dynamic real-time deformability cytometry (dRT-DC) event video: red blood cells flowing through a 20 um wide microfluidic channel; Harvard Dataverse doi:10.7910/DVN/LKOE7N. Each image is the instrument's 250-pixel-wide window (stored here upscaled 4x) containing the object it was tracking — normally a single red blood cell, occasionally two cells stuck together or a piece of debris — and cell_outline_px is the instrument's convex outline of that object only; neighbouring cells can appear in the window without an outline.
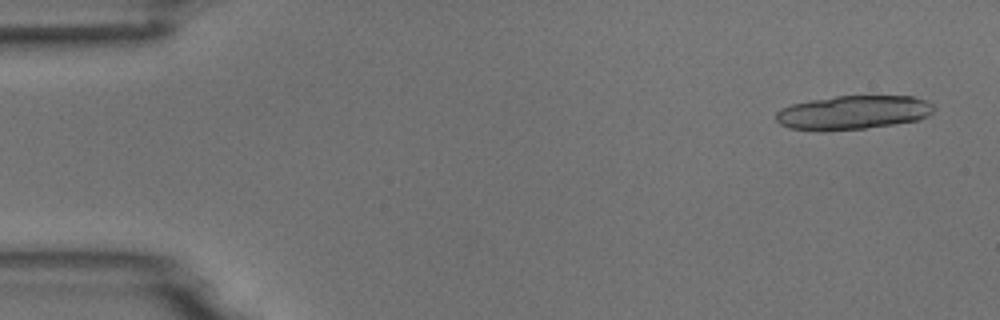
{"species": "common noctule bat (a hibernating species)", "species_latin": "Nyctalus noctula", "temperature_condition": "room temperature", "stored_images_in_passage": 22, "camera_frame_rate_fps": 3000, "um_per_image_px": 0.085, "animal": {"sex": "male", "body_mass_g": 18.8}, "frame": {"image": 1, "passage_image": 3, "time_ms": 0.667, "image_size_px": [1000, 320], "cell_outline_px": [[932, 112], [928, 116], [916, 120], [892, 124], [864, 128], [824, 132], [788, 128], [780, 124], [776, 120], [776, 112], [780, 108], [792, 104], [812, 100], [836, 96], [912, 96], [924, 100], [932, 104]], "centroid_in_image_um": [72.44, 9.57], "position_along_channel_um": 12.6, "area_um2": 31.15}}